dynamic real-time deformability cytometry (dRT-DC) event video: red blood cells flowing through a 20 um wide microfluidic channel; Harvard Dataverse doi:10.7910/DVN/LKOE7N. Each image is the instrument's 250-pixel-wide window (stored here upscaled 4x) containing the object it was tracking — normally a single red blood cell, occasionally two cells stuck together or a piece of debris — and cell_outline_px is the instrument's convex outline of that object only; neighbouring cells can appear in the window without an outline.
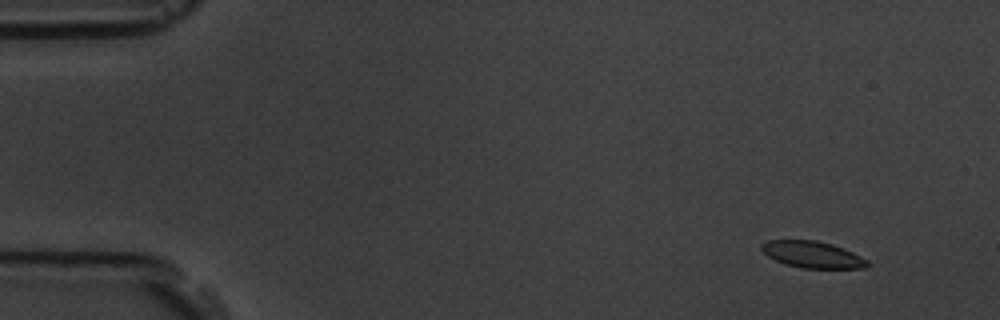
{"species": "common noctule bat (a hibernating species)", "species_latin": "Nyctalus noctula", "temperature_condition": "room temperature", "stored_images_in_passage": 10, "camera_frame_rate_fps": 3000, "um_per_image_px": 0.085, "animal": {"sex": "male", "body_mass_g": 19.5, "forearm_length_mm": 54.6}, "frame": {"image": 1, "passage_image": 1, "time_ms": 0.0, "image_size_px": [1000, 320], "cell_outline_px": [[872, 264], [864, 268], [800, 268], [784, 264], [768, 256], [760, 248], [760, 244], [768, 240], [816, 240], [832, 244], [844, 248], [868, 260]], "centroid_in_image_um": [69.07, 21.64], "position_along_channel_um": 15.9, "area_um2": 16.53}}
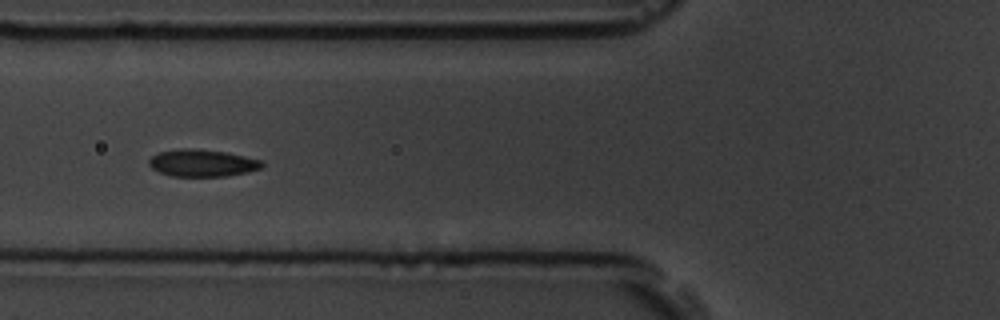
{"frame": {"image": 2, "passage_image": 6, "time_ms": 5.667, "image_size_px": [1000, 320], "cell_outline_px": [[264, 164], [260, 168], [248, 172], [228, 176], [172, 176], [160, 172], [152, 168], [148, 164], [148, 160], [152, 156], [160, 152], [180, 148], [192, 148], [224, 152], [244, 156], [260, 160]], "centroid_in_image_um": [17.17, 13.86], "position_along_channel_um": 108.6, "area_um2": 17.74}}
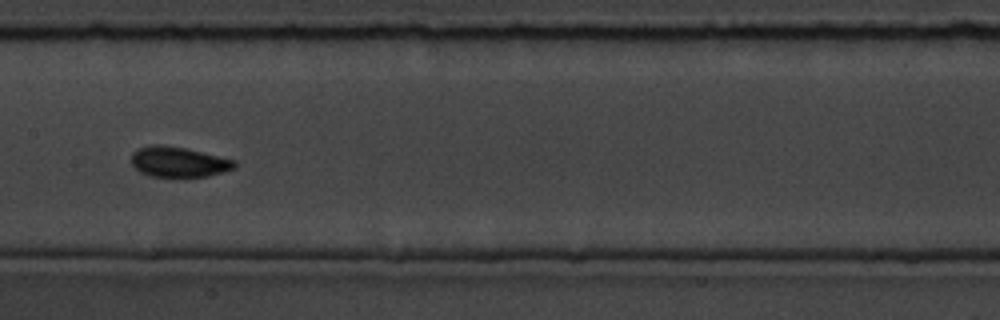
{"frame": {"image": 3, "passage_image": 8, "time_ms": 8.0, "image_size_px": [1000, 320], "cell_outline_px": [[236, 168], [208, 176], [152, 176], [140, 172], [132, 164], [132, 152], [148, 144], [164, 144], [188, 148], [236, 160]], "centroid_in_image_um": [15.2, 13.73], "position_along_channel_um": 192.2, "area_um2": 18.32}}